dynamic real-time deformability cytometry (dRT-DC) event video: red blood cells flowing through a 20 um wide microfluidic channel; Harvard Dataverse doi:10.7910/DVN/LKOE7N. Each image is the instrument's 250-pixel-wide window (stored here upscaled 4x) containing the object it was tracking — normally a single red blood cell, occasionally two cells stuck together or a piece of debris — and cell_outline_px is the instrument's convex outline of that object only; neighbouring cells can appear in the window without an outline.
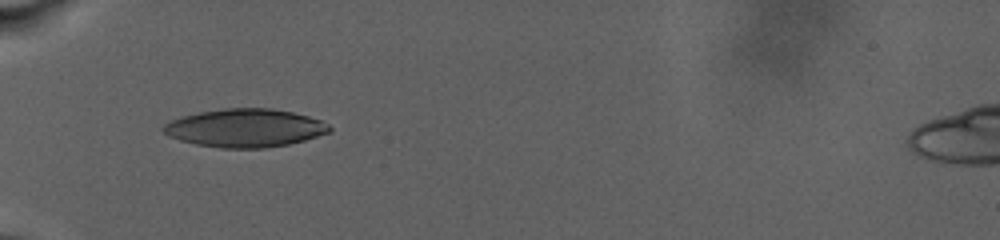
{"species": "human", "species_latin": "Homo sapiens", "temperature_condition": "warm", "stored_images_in_passage": 11, "camera_frame_rate_fps": 3000, "um_per_image_px": 0.085, "donor": {"sex": "male"}, "frame": {"image": 1, "passage_image": 1, "time_ms": 0.0, "image_size_px": [1000, 240], "cell_outline_px": [[332, 132], [304, 140], [288, 144], [264, 148], [220, 148], [196, 144], [180, 140], [168, 136], [164, 132], [164, 124], [180, 116], [200, 112], [224, 108], [272, 108], [292, 112], [308, 116], [320, 120], [328, 124], [332, 128]], "centroid_in_image_um": [20.85, 10.88], "position_along_channel_um": 64.2, "area_um2": 36.99}}
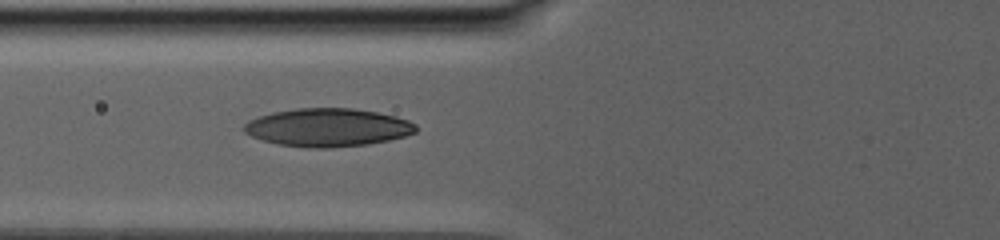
{"frame": {"image": 2, "passage_image": 9, "time_ms": 1.667, "image_size_px": [1000, 240], "cell_outline_px": [[416, 132], [404, 136], [388, 140], [368, 144], [332, 148], [308, 148], [280, 144], [264, 140], [252, 136], [244, 132], [244, 124], [248, 120], [272, 112], [296, 108], [352, 108], [376, 112], [396, 116], [408, 120], [416, 124]], "centroid_in_image_um": [27.86, 10.83], "position_along_channel_um": 97.9, "area_um2": 38.15}}